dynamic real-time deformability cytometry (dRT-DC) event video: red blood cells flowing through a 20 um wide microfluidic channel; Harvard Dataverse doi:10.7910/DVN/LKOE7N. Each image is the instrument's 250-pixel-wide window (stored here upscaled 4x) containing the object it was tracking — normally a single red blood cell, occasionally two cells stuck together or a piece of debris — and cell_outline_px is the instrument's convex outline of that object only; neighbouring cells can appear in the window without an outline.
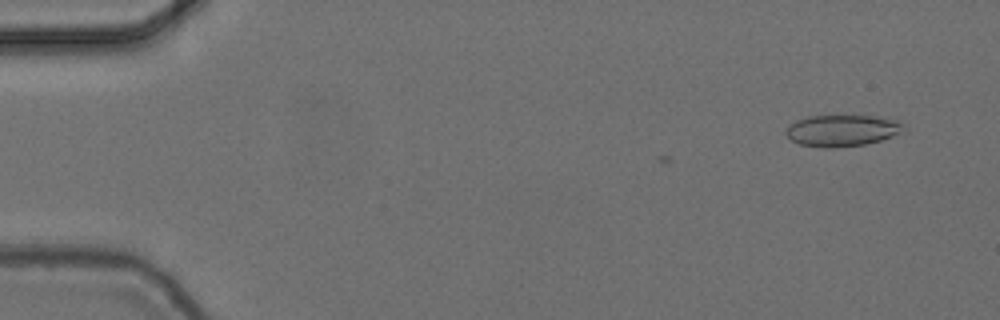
{"species": "common noctule bat (a hibernating species)", "species_latin": "Nyctalus noctula", "temperature_condition": "cold", "stored_images_in_passage": 8, "camera_frame_rate_fps": 3000, "um_per_image_px": 0.085, "animal": {"sex": "female", "body_mass_g": 24.6, "forearm_length_mm": 56.2}, "frame": {"image": 1, "passage_image": 2, "time_ms": 0.333, "image_size_px": [1000, 320], "cell_outline_px": [[908, 132], [880, 140], [864, 144], [832, 148], [824, 148], [800, 144], [792, 140], [784, 132], [788, 124], [796, 120], [808, 116], [876, 116], [900, 120], [904, 124]], "centroid_in_image_um": [71.64, 11.09], "position_along_channel_um": 13.4, "area_um2": 21.96}}